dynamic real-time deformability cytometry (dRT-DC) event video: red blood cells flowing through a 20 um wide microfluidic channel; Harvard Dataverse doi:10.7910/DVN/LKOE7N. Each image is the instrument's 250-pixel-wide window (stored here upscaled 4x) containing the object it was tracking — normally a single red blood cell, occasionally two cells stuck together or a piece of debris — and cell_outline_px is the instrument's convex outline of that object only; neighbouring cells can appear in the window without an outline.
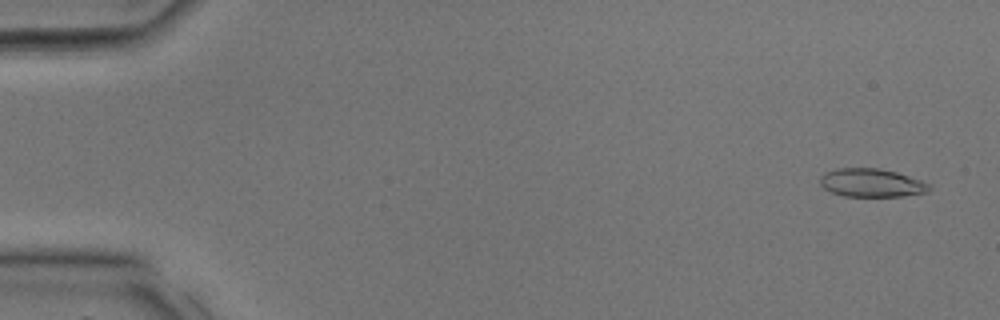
{"species": "common noctule bat (a hibernating species)", "species_latin": "Nyctalus noctula", "temperature_condition": "room temperature", "stored_images_in_passage": 22, "camera_frame_rate_fps": 3000, "um_per_image_px": 0.085, "animal": {"sex": "male", "body_mass_g": 17.9, "forearm_length_mm": 54.2}, "frame": {"image": 1, "passage_image": 2, "time_ms": 0.333, "image_size_px": [1000, 320], "cell_outline_px": [[932, 188], [928, 192], [904, 196], [844, 196], [832, 192], [824, 188], [820, 184], [820, 176], [824, 172], [836, 168], [880, 168], [896, 172], [932, 184]], "centroid_in_image_um": [74.09, 15.54], "position_along_channel_um": 10.9, "area_um2": 18.15}}
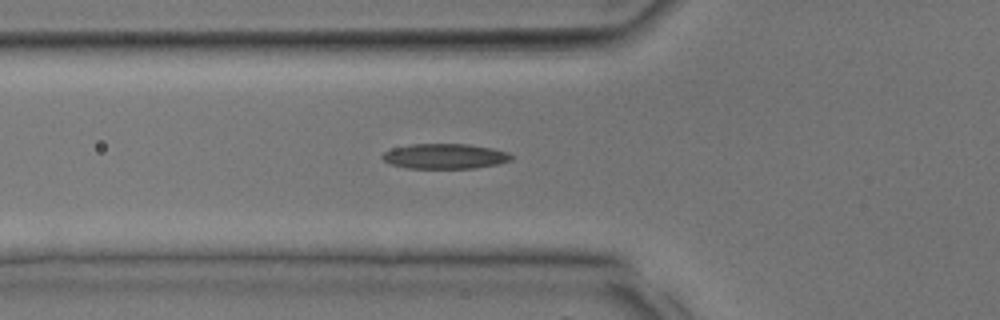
{"frame": {"image": 2, "passage_image": 12, "time_ms": 3.667, "image_size_px": [1000, 320], "cell_outline_px": [[512, 160], [496, 164], [476, 168], [408, 168], [388, 164], [380, 156], [384, 152], [392, 148], [412, 144], [468, 144], [492, 148], [508, 152], [512, 156]], "centroid_in_image_um": [37.79, 13.28], "position_along_channel_um": 88.0, "area_um2": 18.9}}
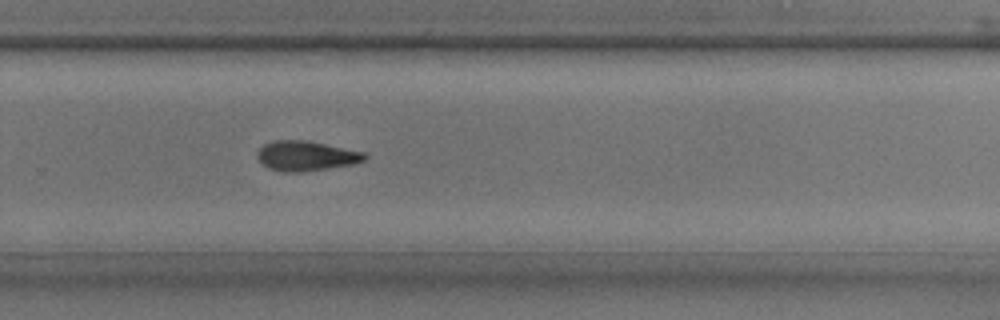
{"frame": {"image": 3, "passage_image": 22, "time_ms": 7.0, "image_size_px": [1000, 320], "cell_outline_px": [[368, 156], [364, 160], [352, 164], [300, 172], [284, 172], [268, 168], [260, 164], [256, 156], [256, 152], [264, 144], [272, 140], [304, 140], [364, 152]], "centroid_in_image_um": [25.94, 13.25], "position_along_channel_um": 303.9, "area_um2": 18.61}}